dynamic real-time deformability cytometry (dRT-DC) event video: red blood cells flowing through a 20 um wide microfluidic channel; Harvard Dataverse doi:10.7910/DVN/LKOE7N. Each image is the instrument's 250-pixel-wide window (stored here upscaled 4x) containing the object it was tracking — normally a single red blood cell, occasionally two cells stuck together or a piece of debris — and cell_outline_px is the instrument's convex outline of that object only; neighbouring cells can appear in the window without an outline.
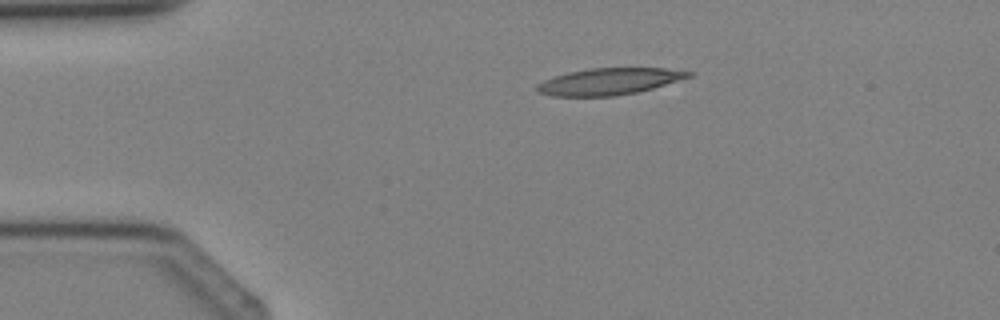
{"species": "Egyptian fruit bat (a non-hibernating species)", "species_latin": "Rousettus aegyptiacus", "temperature_condition": "cold", "stored_images_in_passage": 1, "camera_frame_rate_fps": 3000, "um_per_image_px": 0.085, "animal": {"sex": "female"}, "frame": {"image": 1, "passage_image": 1, "time_ms": 0.0, "image_size_px": [1000, 320], "cell_outline_px": [[696, 72], [692, 76], [652, 88], [636, 92], [616, 96], [552, 96], [536, 92], [536, 84], [544, 80], [568, 72], [588, 68], [664, 68]], "centroid_in_image_um": [51.76, 6.92], "position_along_channel_um": 33.2, "area_um2": 23.52}}